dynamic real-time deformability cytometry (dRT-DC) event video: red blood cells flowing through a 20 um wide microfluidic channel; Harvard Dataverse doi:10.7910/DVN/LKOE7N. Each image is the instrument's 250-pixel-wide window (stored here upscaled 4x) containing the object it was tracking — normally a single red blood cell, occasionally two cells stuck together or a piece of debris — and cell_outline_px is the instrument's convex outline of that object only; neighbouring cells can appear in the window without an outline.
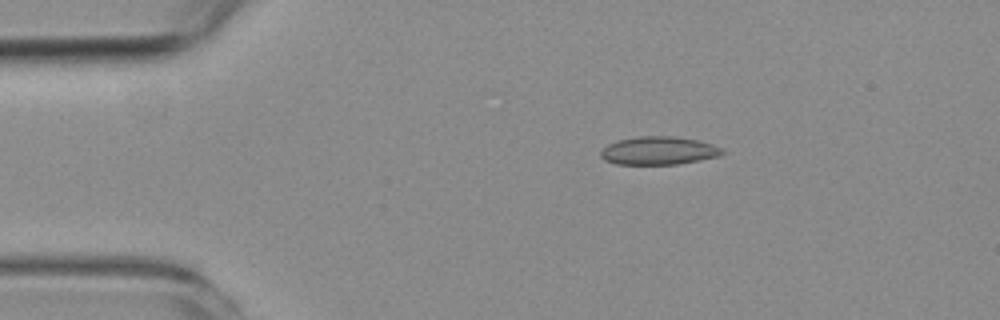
{"species": "common noctule bat (a hibernating species)", "species_latin": "Nyctalus noctula", "temperature_condition": "room temperature", "stored_images_in_passage": 54, "camera_frame_rate_fps": 3000, "um_per_image_px": 0.085, "animal": {"sex": "female", "body_mass_g": 19.3, "forearm_length_mm": 54.1}, "frame": {"image": 1, "passage_image": 9, "time_ms": 2.667, "image_size_px": [1000, 320], "cell_outline_px": [[728, 152], [720, 156], [700, 160], [676, 164], [616, 164], [604, 160], [600, 156], [600, 152], [608, 144], [616, 140], [636, 136], [676, 136], [696, 140], [712, 144], [724, 148]], "centroid_in_image_um": [56.02, 12.8], "position_along_channel_um": 29.0, "area_um2": 20.17}}
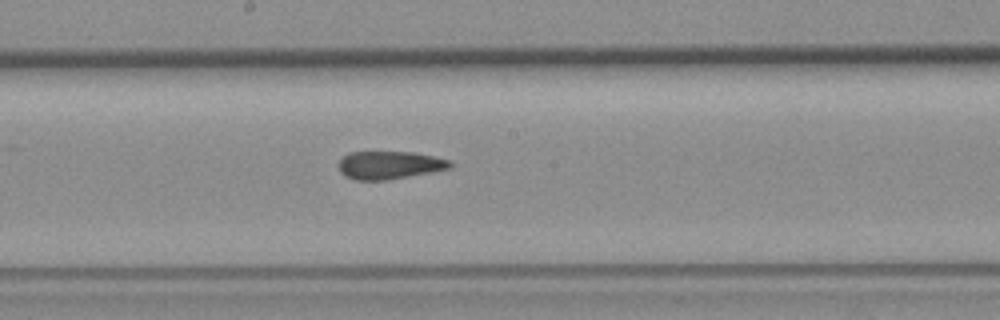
{"frame": {"image": 2, "passage_image": 28, "time_ms": 9.0, "image_size_px": [1000, 320], "cell_outline_px": [[452, 168], [432, 172], [388, 180], [356, 180], [344, 176], [340, 172], [336, 164], [348, 152], [412, 152], [452, 160]], "centroid_in_image_um": [33.09, 14.04], "position_along_channel_um": 215.1, "area_um2": 18.38}}
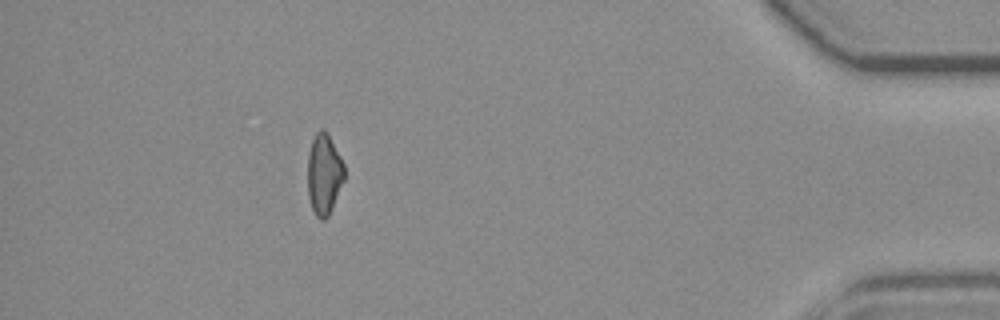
{"frame": {"image": 3, "passage_image": 48, "time_ms": 15.667, "image_size_px": [1000, 320], "cell_outline_px": [[344, 180], [332, 208], [328, 216], [324, 220], [320, 220], [316, 216], [312, 208], [308, 196], [308, 152], [312, 140], [316, 132], [320, 128], [324, 128], [328, 132], [344, 164]], "centroid_in_image_um": [27.54, 14.78], "position_along_channel_um": 407.7, "area_um2": 17.4}, "authors_computed_cell_mechanics": {"area_um2": 18.9295, "velocity_mm_per_s": 3.7538, "shape_relaxation_time_tau1_ms": null, "shape_relaxation_time_tau2_ms": 4.8407, "deformation_change_tau1": null, "deformation_change_tau2": 0.1165}}